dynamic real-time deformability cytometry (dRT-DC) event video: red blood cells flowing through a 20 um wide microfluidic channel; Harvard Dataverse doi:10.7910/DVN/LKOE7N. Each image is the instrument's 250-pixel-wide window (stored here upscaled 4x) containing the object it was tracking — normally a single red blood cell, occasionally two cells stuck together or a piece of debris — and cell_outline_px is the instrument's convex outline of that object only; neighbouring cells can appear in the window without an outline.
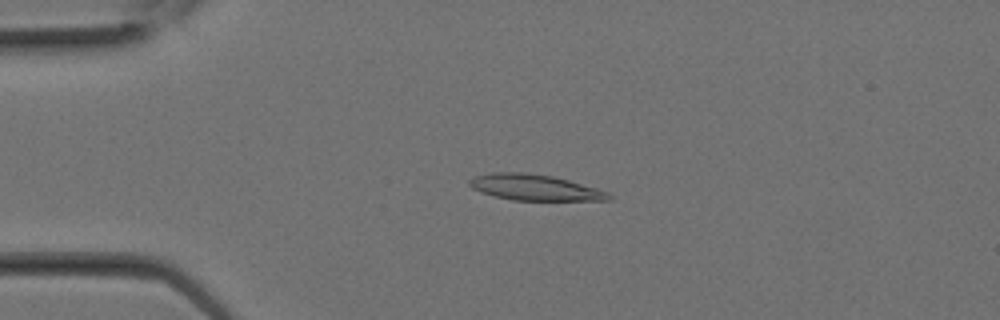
{"species": "Egyptian fruit bat (a non-hibernating species)", "species_latin": "Rousettus aegyptiacus", "temperature_condition": "room temperature", "stored_images_in_passage": 11, "camera_frame_rate_fps": 3000, "um_per_image_px": 0.085, "animal": {"sex": "female"}, "frame": {"image": 1, "passage_image": 7, "time_ms": 2.0, "image_size_px": [1000, 320], "cell_outline_px": [[612, 200], [512, 200], [480, 192], [472, 188], [468, 184], [468, 180], [472, 176], [492, 172], [524, 172], [552, 176], [568, 180], [596, 188], [608, 192], [612, 196]], "centroid_in_image_um": [45.41, 15.92], "position_along_channel_um": 39.6, "area_um2": 21.04}}
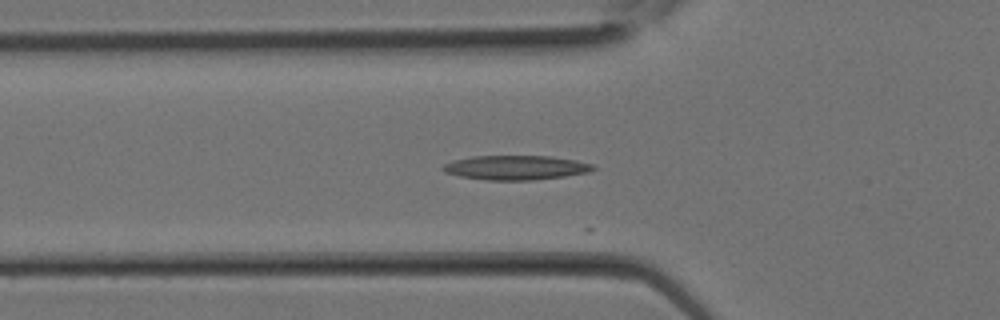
{"frame": {"image": 2, "passage_image": 10, "time_ms": 3.0, "image_size_px": [1000, 320], "cell_outline_px": [[596, 168], [588, 172], [564, 176], [532, 180], [488, 180], [460, 176], [444, 172], [440, 168], [444, 164], [456, 160], [472, 156], [552, 156], [576, 160], [592, 164]], "centroid_in_image_um": [43.84, 14.24], "position_along_channel_um": 82.0, "area_um2": 21.21}}